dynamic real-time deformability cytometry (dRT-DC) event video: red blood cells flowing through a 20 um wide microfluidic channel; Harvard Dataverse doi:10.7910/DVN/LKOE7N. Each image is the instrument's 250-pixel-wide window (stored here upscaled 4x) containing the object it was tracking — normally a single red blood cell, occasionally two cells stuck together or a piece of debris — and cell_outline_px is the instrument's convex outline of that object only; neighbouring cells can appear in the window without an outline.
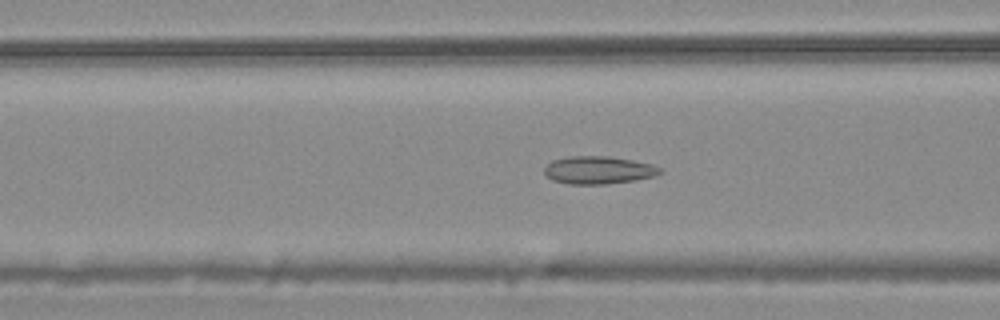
{"species": "common noctule bat (a hibernating species)", "species_latin": "Nyctalus noctula", "temperature_condition": "warm", "stored_images_in_passage": 47, "camera_frame_rate_fps": 3000, "um_per_image_px": 0.085, "animal": {"sex": "male", "body_mass_g": 20.4}, "frame": {"image": 1, "passage_image": 14, "time_ms": 4.333, "image_size_px": [1000, 320], "cell_outline_px": [[660, 172], [652, 176], [636, 180], [604, 184], [568, 184], [552, 180], [544, 172], [544, 168], [552, 160], [568, 156], [608, 156], [632, 160], [652, 164], [660, 168]], "centroid_in_image_um": [50.82, 14.45], "position_along_channel_um": 115.8, "area_um2": 18.55}}
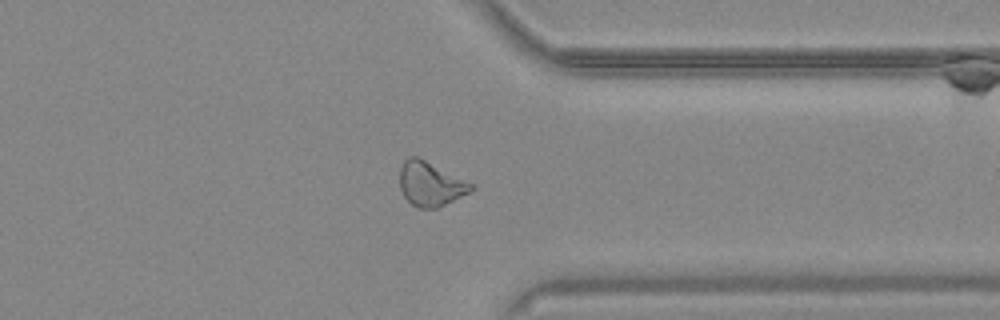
{"frame": {"image": 2, "passage_image": 35, "time_ms": 11.333, "image_size_px": [1000, 320], "cell_outline_px": [[476, 188], [472, 192], [436, 208], [416, 208], [404, 196], [400, 188], [400, 168], [404, 160], [408, 156], [416, 156], [472, 184]], "centroid_in_image_um": [36.57, 15.65], "position_along_channel_um": 374.8, "area_um2": 18.15}}
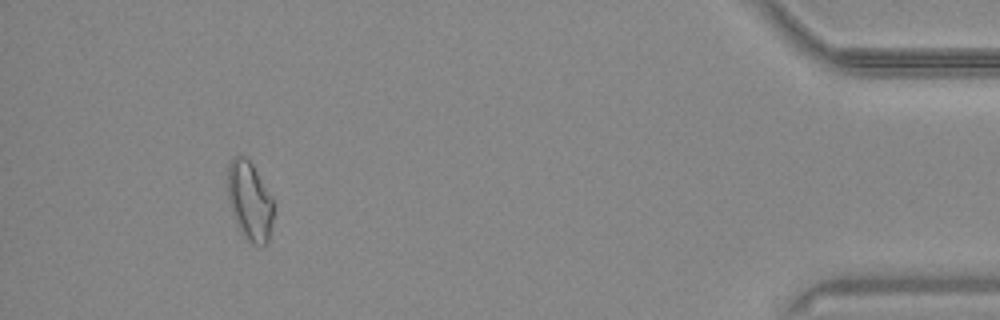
{"frame": {"image": 3, "passage_image": 43, "time_ms": 14.0, "image_size_px": [1000, 320], "cell_outline_px": [[272, 224], [268, 244], [252, 244], [240, 232], [232, 212], [228, 196], [228, 164], [232, 156], [240, 152], [252, 164], [272, 200]], "centroid_in_image_um": [21.19, 17.06], "position_along_channel_um": 414.0, "area_um2": 20.81}, "authors_computed_cell_mechanics": {"area_um2": 18.496, "velocity_mm_per_s": 3.7427, "shape_relaxation_time_tau1_ms": null, "shape_relaxation_time_tau2_ms": 2.301, "deformation_change_tau1": null, "deformation_change_tau2": 0.0975}}